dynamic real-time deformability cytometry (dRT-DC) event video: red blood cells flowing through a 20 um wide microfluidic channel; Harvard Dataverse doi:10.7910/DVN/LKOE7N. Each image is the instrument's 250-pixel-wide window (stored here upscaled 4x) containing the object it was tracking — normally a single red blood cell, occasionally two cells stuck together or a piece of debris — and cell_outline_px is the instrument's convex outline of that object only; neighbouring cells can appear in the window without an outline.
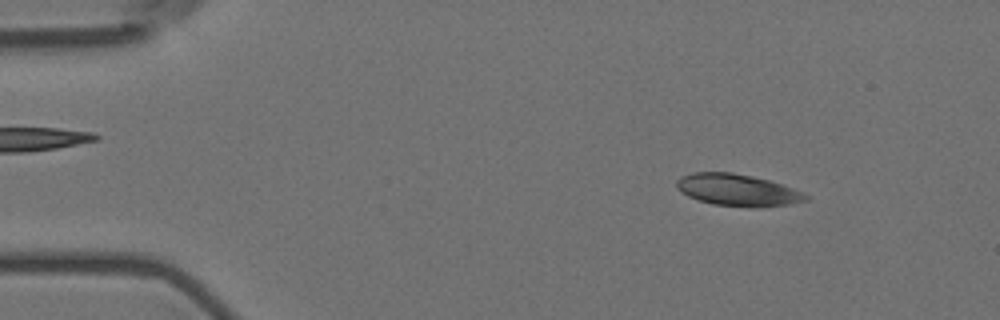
{"species": "Egyptian fruit bat (a non-hibernating species)", "species_latin": "Rousettus aegyptiacus", "temperature_condition": "room temperature", "stored_images_in_passage": 57, "camera_frame_rate_fps": 3000, "um_per_image_px": 0.085, "animal": {"sex": "female"}, "frame": {"image": 1, "passage_image": 7, "time_ms": 2.0, "image_size_px": [1000, 320], "cell_outline_px": [[808, 200], [788, 204], [760, 208], [752, 208], [712, 204], [688, 196], [676, 188], [676, 180], [680, 176], [692, 172], [732, 172], [752, 176], [768, 180], [804, 192], [808, 196]], "centroid_in_image_um": [62.67, 16.16], "position_along_channel_um": 22.3, "area_um2": 24.1}}
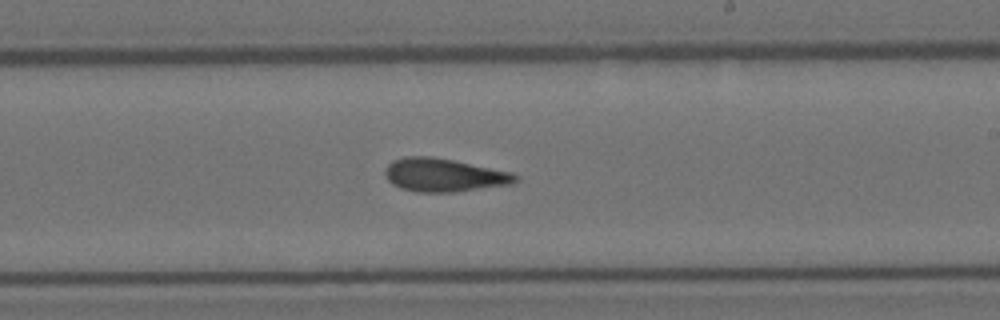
{"frame": {"image": 2, "passage_image": 34, "time_ms": 11.0, "image_size_px": [1000, 320], "cell_outline_px": [[520, 180], [512, 184], [452, 192], [416, 192], [400, 188], [392, 184], [388, 180], [384, 172], [384, 168], [392, 160], [404, 156], [432, 156], [512, 172], [520, 176]], "centroid_in_image_um": [37.72, 14.88], "position_along_channel_um": 251.3, "area_um2": 25.43}}
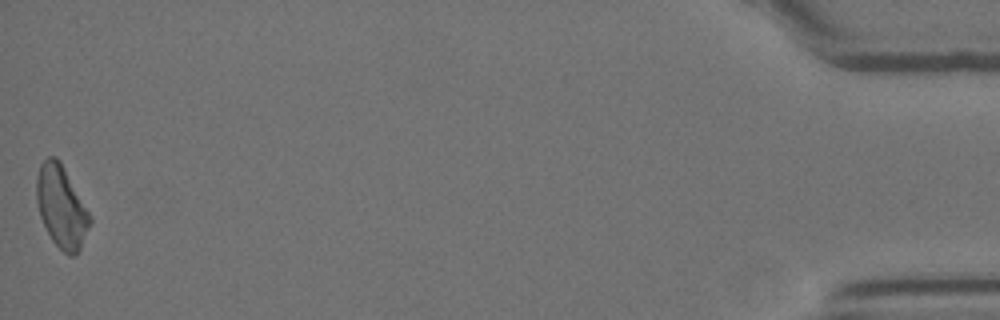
{"frame": {"image": 3, "passage_image": 57, "time_ms": 18.667, "image_size_px": [1000, 320], "cell_outline_px": [[92, 224], [76, 256], [68, 256], [52, 240], [40, 216], [36, 200], [36, 176], [40, 164], [48, 156], [56, 156], [60, 160], [88, 212], [92, 220]], "centroid_in_image_um": [5.21, 17.58], "position_along_channel_um": 430.0, "area_um2": 25.37}, "authors_computed_cell_mechanics": {"area_um2": 24.3338, "velocity_mm_per_s": 3.5517, "shape_relaxation_time_tau1_ms": 7.2308, "shape_relaxation_time_tau2_ms": 4.7559, "deformation_change_tau1": 0.1158, "deformation_change_tau2": 0.1474}}